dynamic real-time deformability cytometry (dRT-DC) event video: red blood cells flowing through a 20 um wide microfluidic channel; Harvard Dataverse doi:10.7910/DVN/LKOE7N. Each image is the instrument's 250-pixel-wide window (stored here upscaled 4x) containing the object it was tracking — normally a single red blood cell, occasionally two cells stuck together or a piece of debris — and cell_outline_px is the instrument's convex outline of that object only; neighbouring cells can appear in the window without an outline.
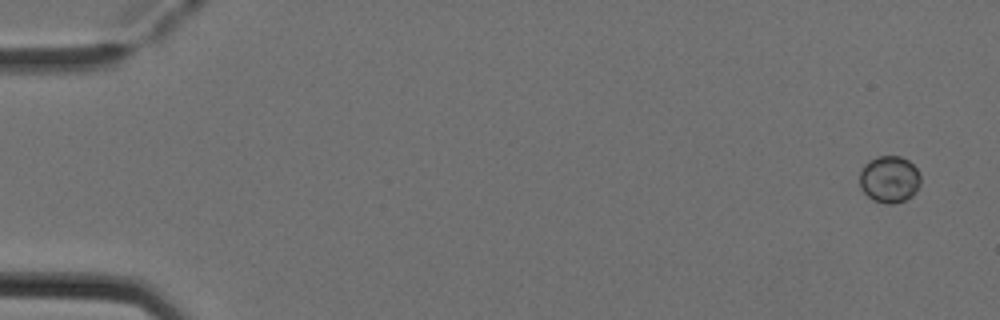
{"species": "Egyptian fruit bat (a non-hibernating species)", "species_latin": "Rousettus aegyptiacus", "temperature_condition": "cold", "stored_images_in_passage": 5, "camera_frame_rate_fps": 3000, "um_per_image_px": 0.085, "animal": {"sex": "female"}, "frame": {"image": 1, "passage_image": 1, "time_ms": 0.0, "image_size_px": [1000, 320], "cell_outline_px": [[920, 184], [916, 192], [912, 196], [904, 200], [892, 204], [888, 204], [872, 200], [860, 188], [860, 172], [864, 164], [868, 160], [876, 156], [900, 156], [908, 160], [916, 168], [920, 176]], "centroid_in_image_um": [75.59, 15.23], "position_along_channel_um": 9.4, "area_um2": 16.76}}
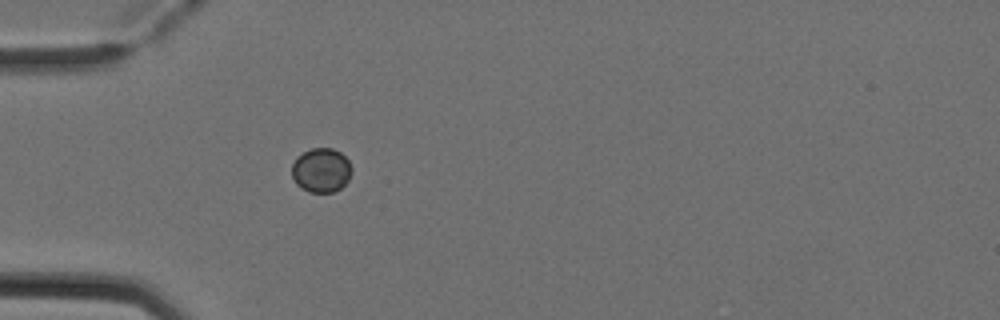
{"frame": {"image": 2, "passage_image": 5, "time_ms": 1.333, "image_size_px": [1000, 320], "cell_outline_px": [[352, 172], [348, 180], [340, 188], [332, 192], [308, 192], [300, 188], [296, 184], [292, 176], [292, 164], [296, 156], [312, 148], [332, 148], [340, 152], [348, 160], [352, 168]], "centroid_in_image_um": [27.29, 14.47], "position_along_channel_um": 57.7, "area_um2": 15.55}}